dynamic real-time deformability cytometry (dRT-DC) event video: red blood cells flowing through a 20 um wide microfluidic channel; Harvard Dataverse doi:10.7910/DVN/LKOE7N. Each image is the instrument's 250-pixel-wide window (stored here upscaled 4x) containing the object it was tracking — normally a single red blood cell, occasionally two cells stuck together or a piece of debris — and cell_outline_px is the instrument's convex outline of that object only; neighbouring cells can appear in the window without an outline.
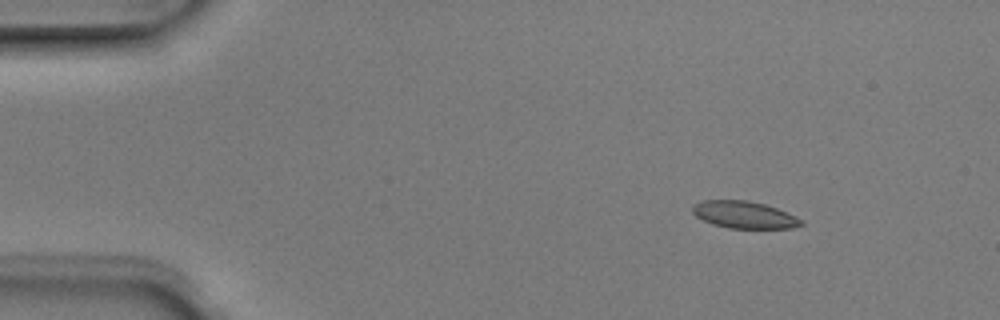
{"species": "Egyptian fruit bat (a non-hibernating species)", "species_latin": "Rousettus aegyptiacus", "temperature_condition": "room temperature", "stored_images_in_passage": 4, "camera_frame_rate_fps": 3000, "um_per_image_px": 0.085, "animal": {"sex": "male"}, "frame": {"image": 1, "passage_image": 1, "time_ms": 0.0, "image_size_px": [1000, 320], "cell_outline_px": [[804, 224], [792, 228], [728, 228], [712, 224], [696, 216], [692, 212], [692, 204], [704, 200], [748, 200], [764, 204], [776, 208], [796, 216], [804, 220]], "centroid_in_image_um": [63.26, 18.25], "position_along_channel_um": 21.7, "area_um2": 17.22}}
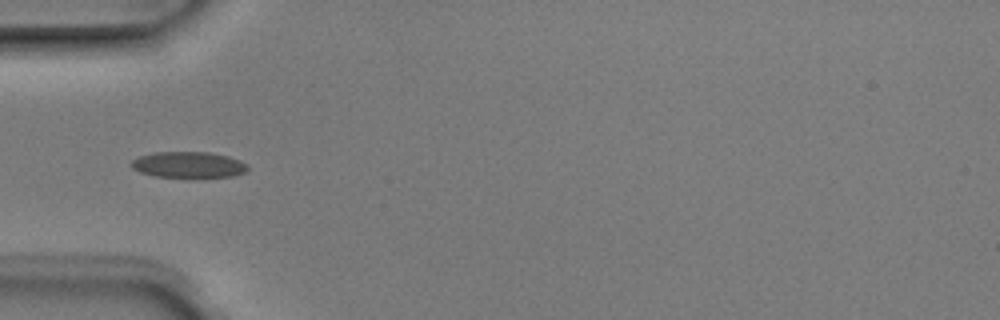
{"frame": {"image": 2, "passage_image": 4, "time_ms": 1.0, "image_size_px": [1000, 320], "cell_outline_px": [[248, 168], [244, 172], [232, 176], [204, 180], [156, 176], [140, 172], [132, 168], [128, 164], [132, 160], [140, 156], [156, 152], [208, 152], [228, 156], [240, 160], [248, 164]], "centroid_in_image_um": [16.05, 14.05], "position_along_channel_um": 69.0, "area_um2": 18.44}}